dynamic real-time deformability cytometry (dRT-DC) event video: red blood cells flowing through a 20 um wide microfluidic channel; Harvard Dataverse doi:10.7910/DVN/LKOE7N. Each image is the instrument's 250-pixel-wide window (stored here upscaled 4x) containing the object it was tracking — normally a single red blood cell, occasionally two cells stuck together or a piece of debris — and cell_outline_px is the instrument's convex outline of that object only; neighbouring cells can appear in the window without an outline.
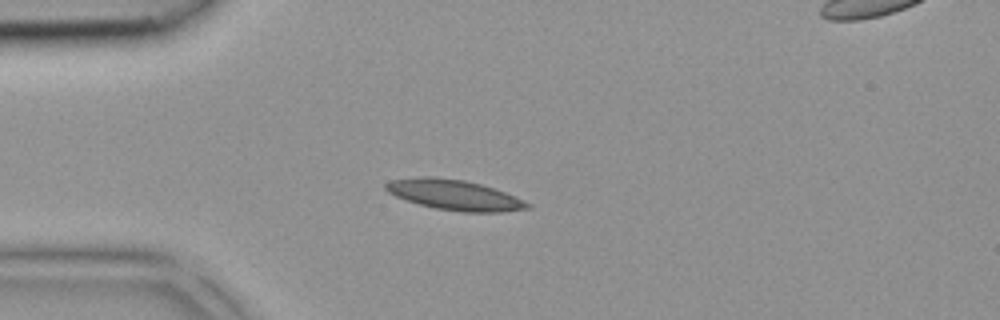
{"species": "common noctule bat (a hibernating species)", "species_latin": "Nyctalus noctula", "temperature_condition": "room temperature", "stored_images_in_passage": 35, "camera_frame_rate_fps": 3000, "um_per_image_px": 0.085, "animal": {"sex": "female", "body_mass_g": 18.4}, "frame": {"image": 1, "passage_image": 8, "time_ms": 2.333, "image_size_px": [1000, 320], "cell_outline_px": [[532, 208], [500, 212], [464, 212], [436, 208], [420, 204], [396, 196], [388, 192], [384, 188], [384, 184], [392, 180], [428, 176], [464, 180], [480, 184], [516, 196], [532, 204]], "centroid_in_image_um": [38.67, 16.57], "position_along_channel_um": 46.3, "area_um2": 24.68}}
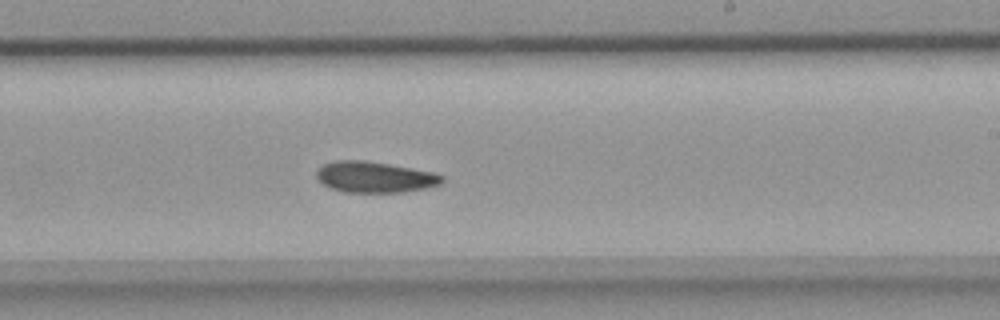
{"frame": {"image": 2, "passage_image": 22, "time_ms": 7.0, "image_size_px": [1000, 320], "cell_outline_px": [[444, 180], [440, 184], [424, 188], [404, 192], [344, 192], [332, 188], [324, 184], [316, 176], [316, 172], [324, 164], [332, 160], [364, 160], [388, 164], [432, 172], [444, 176]], "centroid_in_image_um": [31.85, 15.05], "position_along_channel_um": 257.2, "area_um2": 22.43}}
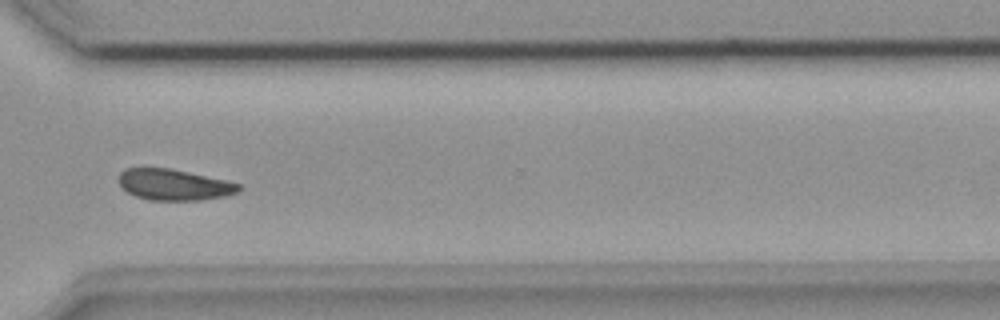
{"frame": {"image": 3, "passage_image": 28, "time_ms": 9.0, "image_size_px": [1000, 320], "cell_outline_px": [[244, 188], [240, 192], [228, 196], [200, 200], [152, 200], [136, 196], [128, 192], [120, 184], [120, 172], [124, 168], [168, 168], [188, 172], [224, 180], [240, 184]], "centroid_in_image_um": [14.85, 15.71], "position_along_channel_um": 355.7, "area_um2": 21.62}}